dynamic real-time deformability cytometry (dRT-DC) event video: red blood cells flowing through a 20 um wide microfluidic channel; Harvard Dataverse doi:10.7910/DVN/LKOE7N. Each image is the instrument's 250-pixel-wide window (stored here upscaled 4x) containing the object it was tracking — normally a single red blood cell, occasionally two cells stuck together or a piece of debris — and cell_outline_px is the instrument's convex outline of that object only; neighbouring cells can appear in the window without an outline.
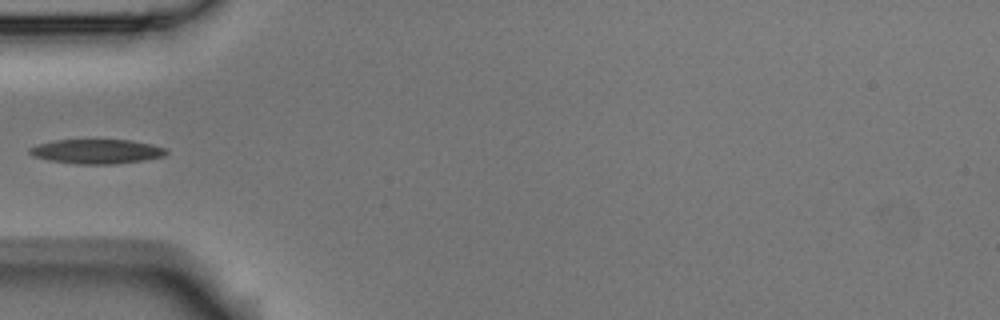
{"species": "Egyptian fruit bat (a non-hibernating species)", "species_latin": "Rousettus aegyptiacus", "temperature_condition": "room temperature", "stored_images_in_passage": 5, "segment_of_instrument_passage": [2, 2], "camera_frame_rate_fps": 3000, "um_per_image_px": 0.085, "animal": {"sex": "male"}, "frame": {"image": 1, "passage_image": 5, "time_ms": 1.333, "image_size_px": [1000, 320], "cell_outline_px": [[168, 152], [164, 156], [144, 160], [112, 164], [76, 164], [48, 160], [32, 156], [28, 152], [28, 148], [40, 144], [56, 140], [132, 140], [152, 144], [168, 148]], "centroid_in_image_um": [8.24, 12.87], "position_along_channel_um": 76.8, "area_um2": 19.54}}